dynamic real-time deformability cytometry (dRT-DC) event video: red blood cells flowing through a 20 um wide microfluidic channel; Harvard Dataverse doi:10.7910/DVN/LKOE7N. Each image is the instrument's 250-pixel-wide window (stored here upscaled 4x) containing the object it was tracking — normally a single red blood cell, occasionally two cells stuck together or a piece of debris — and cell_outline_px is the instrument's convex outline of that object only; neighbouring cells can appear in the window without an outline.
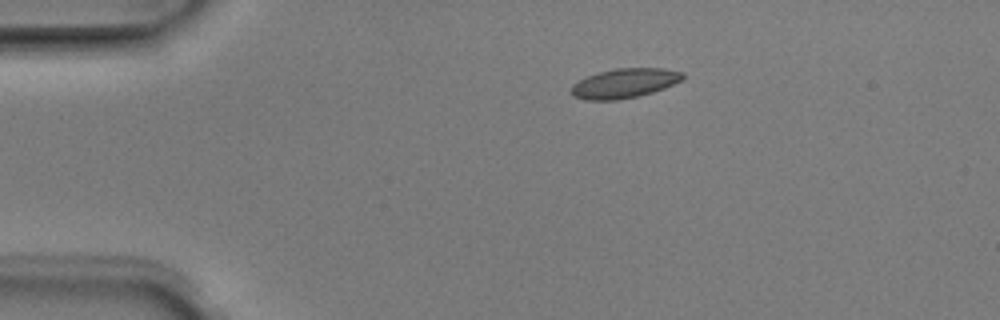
{"species": "Egyptian fruit bat (a non-hibernating species)", "species_latin": "Rousettus aegyptiacus", "temperature_condition": "room temperature", "stored_images_in_passage": 3, "camera_frame_rate_fps": 3000, "um_per_image_px": 0.085, "animal": {"sex": "male"}, "frame": {"image": 1, "passage_image": 1, "time_ms": 0.0, "image_size_px": [1000, 320], "cell_outline_px": [[684, 76], [680, 80], [664, 88], [652, 92], [636, 96], [616, 100], [584, 100], [572, 96], [572, 84], [588, 76], [600, 72], [616, 68], [664, 68], [684, 72]], "centroid_in_image_um": [53.07, 7.07], "position_along_channel_um": 31.9, "area_um2": 18.96}}
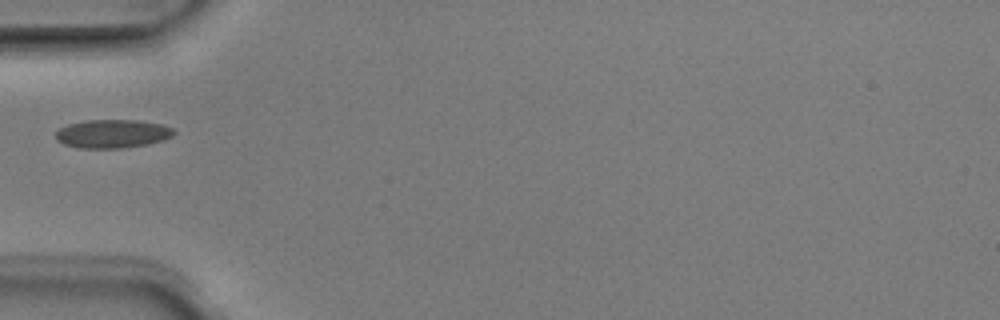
{"frame": {"image": 2, "passage_image": 3, "time_ms": 0.667, "image_size_px": [1000, 320], "cell_outline_px": [[176, 132], [172, 136], [164, 140], [148, 144], [120, 148], [80, 148], [64, 144], [56, 140], [56, 132], [60, 128], [68, 124], [84, 120], [136, 120], [164, 124], [172, 128]], "centroid_in_image_um": [9.57, 11.36], "position_along_channel_um": 75.4, "area_um2": 19.71}}